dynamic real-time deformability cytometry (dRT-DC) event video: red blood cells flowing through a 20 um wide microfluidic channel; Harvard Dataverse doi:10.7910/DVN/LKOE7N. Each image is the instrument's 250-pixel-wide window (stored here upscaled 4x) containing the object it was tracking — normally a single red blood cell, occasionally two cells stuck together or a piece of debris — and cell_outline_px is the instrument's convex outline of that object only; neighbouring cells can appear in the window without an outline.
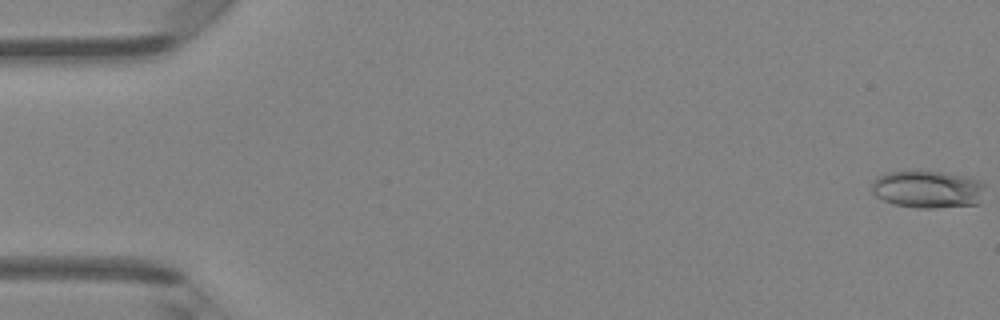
{"species": "Egyptian fruit bat (a non-hibernating species)", "species_latin": "Rousettus aegyptiacus", "temperature_condition": "room temperature", "stored_images_in_passage": 6, "camera_frame_rate_fps": 3000, "um_per_image_px": 0.085, "animal": {"sex": "female"}, "frame": {"image": 1, "passage_image": 1, "time_ms": 0.0, "image_size_px": [1000, 320], "cell_outline_px": [[984, 188], [980, 200], [976, 204], [936, 208], [916, 208], [892, 204], [876, 196], [872, 192], [872, 180], [876, 176], [884, 172], [916, 168], [920, 168], [968, 176], [980, 180], [984, 184]], "centroid_in_image_um": [78.8, 16.03], "position_along_channel_um": 6.2, "area_um2": 25.78}}